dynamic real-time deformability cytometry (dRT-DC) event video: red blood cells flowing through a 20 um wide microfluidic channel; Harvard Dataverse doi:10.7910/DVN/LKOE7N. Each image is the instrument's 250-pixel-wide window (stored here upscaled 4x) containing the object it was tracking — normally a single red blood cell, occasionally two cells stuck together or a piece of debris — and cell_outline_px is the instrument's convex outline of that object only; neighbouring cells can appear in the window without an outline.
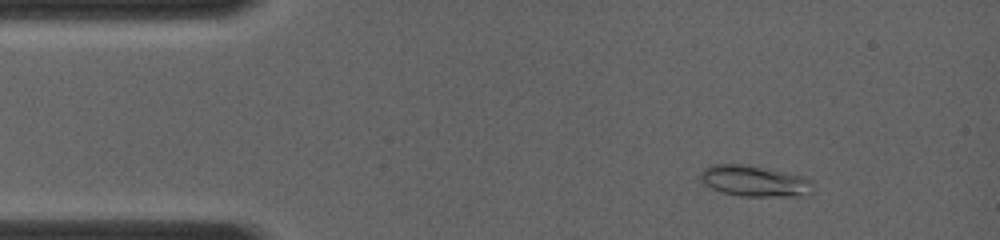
{"species": "common noctule bat (a hibernating species)", "species_latin": "Nyctalus noctula", "temperature_condition": "room temperature", "stored_images_in_passage": 19, "camera_frame_rate_fps": 4000, "um_per_image_px": 0.085, "animal": {"sex": "female", "body_mass_g": 19.0, "forearm_length_mm": 56.7}, "frame": {"image": 1, "passage_image": 4, "time_ms": 1.25, "image_size_px": [1000, 240], "cell_outline_px": [[812, 192], [808, 196], [740, 196], [724, 192], [712, 188], [704, 184], [700, 180], [700, 172], [704, 168], [712, 164], [748, 164], [772, 168], [800, 176], [812, 180]], "centroid_in_image_um": [64.14, 15.37], "position_along_channel_um": 20.9, "area_um2": 20.63}}
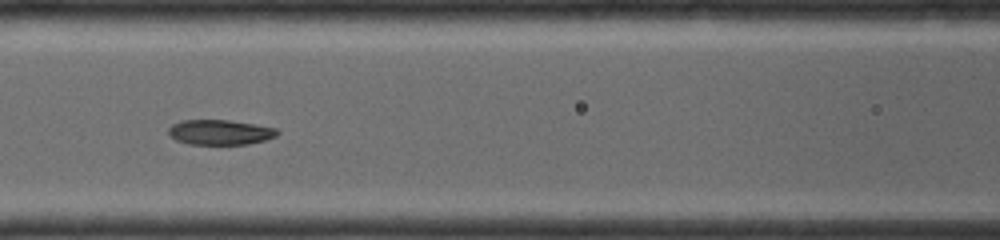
{"frame": {"image": 2, "passage_image": 13, "time_ms": 5.5, "image_size_px": [1000, 240], "cell_outline_px": [[280, 132], [276, 136], [264, 140], [248, 144], [188, 144], [176, 140], [168, 132], [168, 128], [172, 124], [180, 120], [228, 120], [256, 124], [276, 128]], "centroid_in_image_um": [18.7, 11.23], "position_along_channel_um": 147.9, "area_um2": 15.9}}
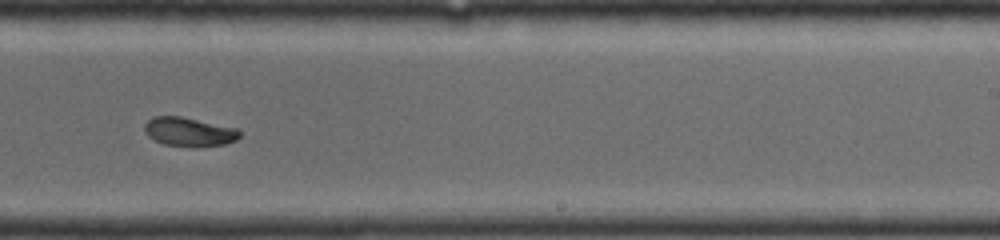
{"frame": {"image": 3, "passage_image": 18, "time_ms": 8.25, "image_size_px": [1000, 240], "cell_outline_px": [[240, 136], [236, 140], [224, 144], [192, 148], [164, 144], [148, 136], [144, 132], [144, 124], [152, 116], [180, 116], [240, 128]], "centroid_in_image_um": [16.09, 11.21], "position_along_channel_um": 272.9, "area_um2": 16.36}}